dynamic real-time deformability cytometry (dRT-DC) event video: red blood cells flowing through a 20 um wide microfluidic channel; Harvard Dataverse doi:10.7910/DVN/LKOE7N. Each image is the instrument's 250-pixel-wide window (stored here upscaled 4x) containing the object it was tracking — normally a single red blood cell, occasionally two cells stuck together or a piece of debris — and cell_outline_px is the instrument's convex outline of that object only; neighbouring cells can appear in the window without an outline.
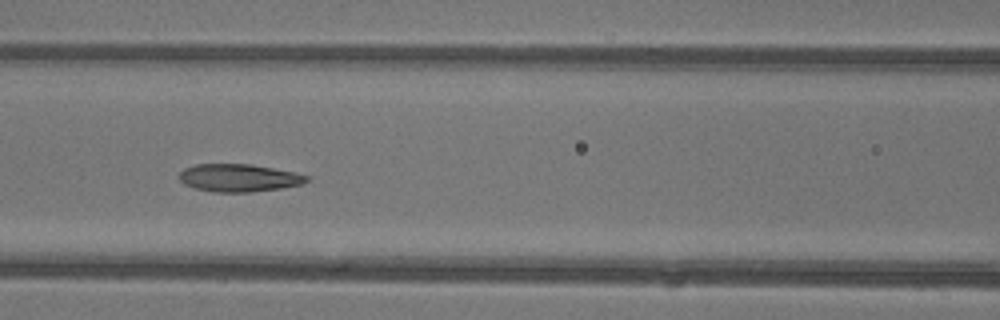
{"species": "common noctule bat (a hibernating species)", "species_latin": "Nyctalus noctula", "temperature_condition": "warm", "stored_images_in_passage": 7, "camera_frame_rate_fps": 3000, "um_per_image_px": 0.085, "animal": {"sex": "female"}, "frame": {"image": 1, "passage_image": 7, "time_ms": 2.0, "image_size_px": [1000, 320], "cell_outline_px": [[312, 176], [308, 180], [300, 184], [280, 188], [252, 192], [212, 192], [196, 188], [184, 184], [180, 180], [180, 172], [184, 168], [196, 164], [252, 164], [296, 172]], "centroid_in_image_um": [20.33, 15.11], "position_along_channel_um": 146.3, "area_um2": 20.63}}